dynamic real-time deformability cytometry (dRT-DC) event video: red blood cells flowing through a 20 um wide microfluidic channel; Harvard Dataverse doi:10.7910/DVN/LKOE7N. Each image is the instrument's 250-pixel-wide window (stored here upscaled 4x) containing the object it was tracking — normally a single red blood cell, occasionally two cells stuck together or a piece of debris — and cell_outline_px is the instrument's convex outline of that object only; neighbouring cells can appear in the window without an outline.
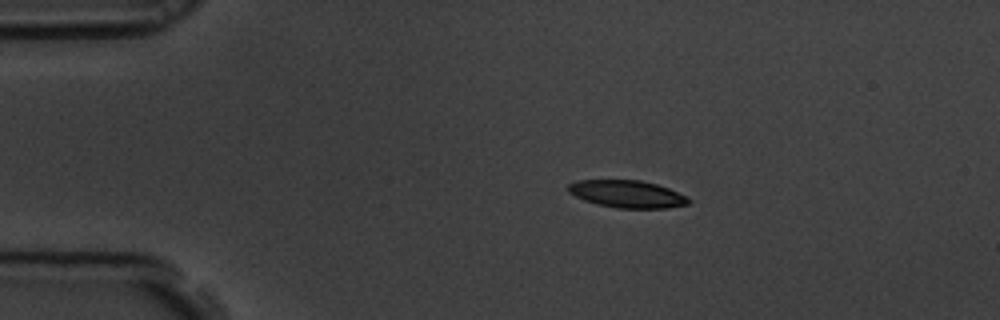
{"species": "common noctule bat (a hibernating species)", "species_latin": "Nyctalus noctula", "temperature_condition": "room temperature", "stored_images_in_passage": 6, "camera_frame_rate_fps": 3000, "um_per_image_px": 0.085, "animal": {"sex": "male", "body_mass_g": 19.5, "forearm_length_mm": 54.6}, "frame": {"image": 1, "passage_image": 3, "time_ms": 0.667, "image_size_px": [1000, 320], "cell_outline_px": [[692, 200], [688, 204], [668, 208], [616, 208], [596, 204], [584, 200], [568, 192], [568, 184], [576, 180], [640, 180], [656, 184], [668, 188]], "centroid_in_image_um": [53.28, 16.49], "position_along_channel_um": 31.7, "area_um2": 19.13}}
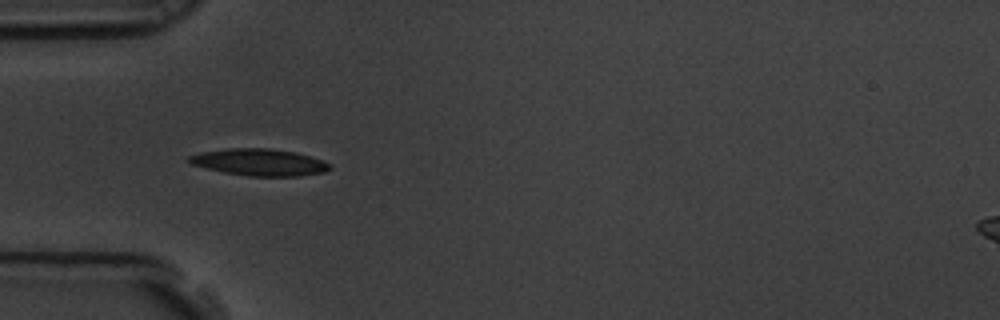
{"frame": {"image": 2, "passage_image": 5, "time_ms": 1.333, "image_size_px": [1000, 320], "cell_outline_px": [[332, 168], [324, 172], [300, 176], [248, 176], [224, 172], [192, 164], [188, 160], [188, 156], [200, 152], [228, 148], [268, 148], [296, 152], [324, 160]], "centroid_in_image_um": [22.07, 13.78], "position_along_channel_um": 62.9, "area_um2": 21.96}}
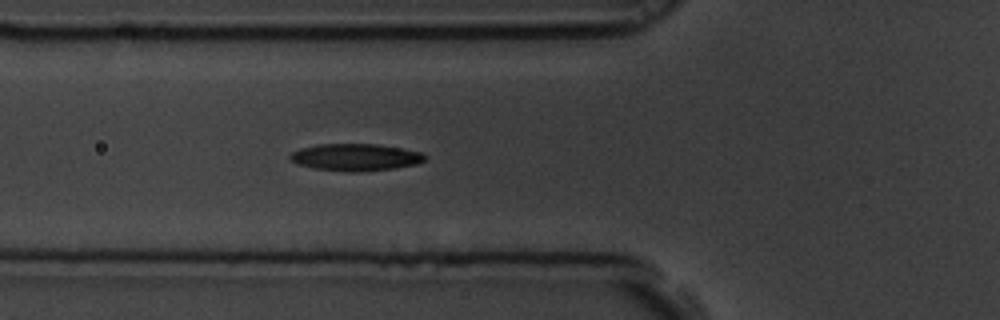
{"frame": {"image": 3, "passage_image": 6, "time_ms": 1.667, "image_size_px": [1000, 320], "cell_outline_px": [[428, 156], [424, 160], [416, 164], [392, 168], [356, 172], [348, 172], [312, 168], [288, 160], [288, 156], [292, 152], [300, 148], [316, 144], [376, 144], [400, 148], [420, 152]], "centroid_in_image_um": [30.17, 13.36], "position_along_channel_um": 95.6, "area_um2": 21.21}}